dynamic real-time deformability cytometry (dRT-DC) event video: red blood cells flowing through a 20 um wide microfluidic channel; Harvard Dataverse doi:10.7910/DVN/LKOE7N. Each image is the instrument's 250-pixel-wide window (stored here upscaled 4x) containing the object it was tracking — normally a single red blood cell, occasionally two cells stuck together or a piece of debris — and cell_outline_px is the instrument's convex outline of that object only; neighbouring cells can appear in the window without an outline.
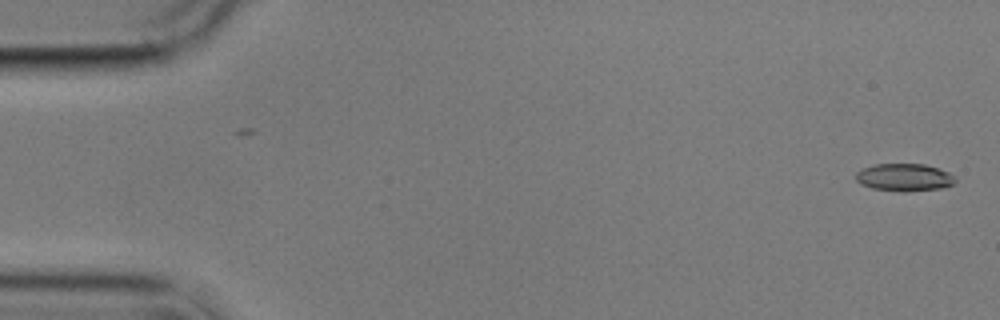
{"species": "common noctule bat (a hibernating species)", "species_latin": "Nyctalus noctula", "temperature_condition": "cold", "stored_images_in_passage": 2, "camera_frame_rate_fps": 3000, "um_per_image_px": 0.085, "animal": {"sex": "male", "body_mass_g": 17.9}, "frame": {"image": 1, "passage_image": 2, "time_ms": 1.333, "image_size_px": [1000, 320], "cell_outline_px": [[956, 180], [952, 184], [944, 188], [872, 188], [860, 184], [856, 180], [856, 172], [872, 164], [924, 164], [948, 172], [956, 176]], "centroid_in_image_um": [76.85, 15.01], "position_along_channel_um": 8.1, "area_um2": 14.97}}